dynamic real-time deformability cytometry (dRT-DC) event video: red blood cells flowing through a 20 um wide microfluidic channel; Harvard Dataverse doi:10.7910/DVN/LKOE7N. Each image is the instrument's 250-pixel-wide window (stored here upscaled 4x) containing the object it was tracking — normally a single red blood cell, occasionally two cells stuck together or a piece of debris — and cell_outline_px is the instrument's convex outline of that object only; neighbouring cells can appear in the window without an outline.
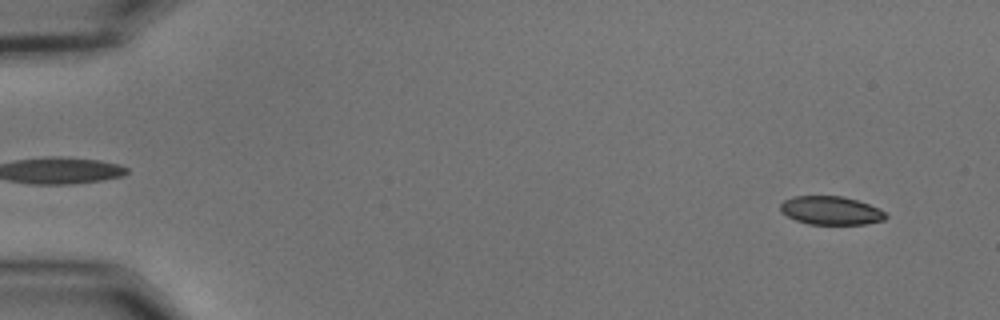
{"species": "common noctule bat (a hibernating species)", "species_latin": "Nyctalus noctula", "temperature_condition": "cold", "stored_images_in_passage": 54, "camera_frame_rate_fps": 3000, "um_per_image_px": 0.085, "animal": {"sex": "male", "body_mass_g": 15.6}, "frame": {"image": 1, "passage_image": 2, "time_ms": 0.333, "image_size_px": [1000, 320], "cell_outline_px": [[888, 216], [884, 220], [864, 224], [808, 224], [796, 220], [780, 212], [780, 204], [784, 200], [792, 196], [844, 196], [880, 208]], "centroid_in_image_um": [70.61, 17.89], "position_along_channel_um": 14.4, "area_um2": 17.51}}
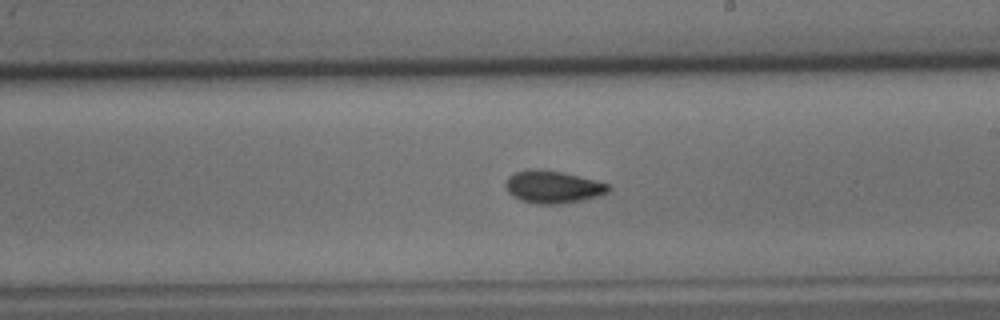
{"frame": {"image": 2, "passage_image": 31, "time_ms": 10.0, "image_size_px": [1000, 320], "cell_outline_px": [[612, 188], [608, 192], [600, 196], [560, 204], [536, 204], [520, 200], [512, 196], [508, 192], [504, 184], [508, 176], [516, 172], [528, 168], [536, 168], [564, 172], [612, 184]], "centroid_in_image_um": [47.01, 15.87], "position_along_channel_um": 242.0, "area_um2": 19.88}}
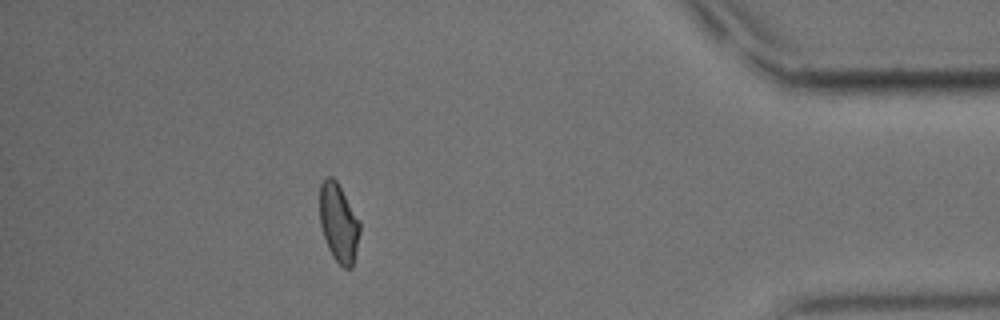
{"frame": {"image": 3, "passage_image": 48, "time_ms": 15.667, "image_size_px": [1000, 320], "cell_outline_px": [[360, 232], [356, 252], [352, 268], [344, 268], [332, 256], [328, 248], [320, 224], [320, 184], [328, 176], [332, 176], [336, 180], [360, 220]], "centroid_in_image_um": [28.79, 18.94], "position_along_channel_um": 406.4, "area_um2": 18.32}, "authors_computed_cell_mechanics": {"area_um2": 18.785, "velocity_mm_per_s": 3.6322, "shape_relaxation_time_tau1_ms": 4.4518, "shape_relaxation_time_tau2_ms": 2.1463, "deformation_change_tau1": 0.1112, "deformation_change_tau2": 0.0501}}